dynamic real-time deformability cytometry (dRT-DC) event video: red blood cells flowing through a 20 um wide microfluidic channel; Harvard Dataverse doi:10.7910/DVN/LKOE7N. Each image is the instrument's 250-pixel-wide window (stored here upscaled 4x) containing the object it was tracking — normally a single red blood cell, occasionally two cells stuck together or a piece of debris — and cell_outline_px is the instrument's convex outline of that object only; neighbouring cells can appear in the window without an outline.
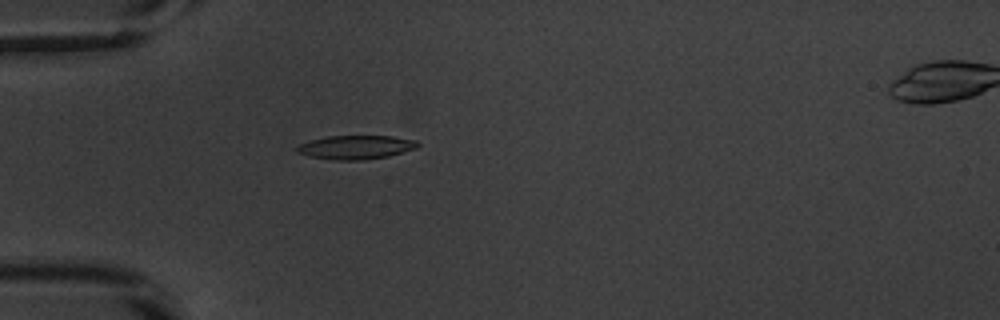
{"species": "common noctule bat (a hibernating species)", "species_latin": "Nyctalus noctula", "temperature_condition": "warm", "stored_images_in_passage": 54, "camera_frame_rate_fps": 3000, "um_per_image_px": 0.085, "animal": {"sex": "male", "body_mass_g": 20.1, "forearm_length_mm": 53.5}, "frame": {"image": 1, "passage_image": 17, "time_ms": 5.333, "image_size_px": [1000, 320], "cell_outline_px": [[420, 144], [416, 148], [388, 156], [360, 160], [336, 160], [308, 156], [296, 152], [296, 148], [300, 144], [312, 140], [328, 136], [392, 136], [416, 140]], "centroid_in_image_um": [30.25, 12.51], "position_along_channel_um": 54.8, "area_um2": 16.59}}
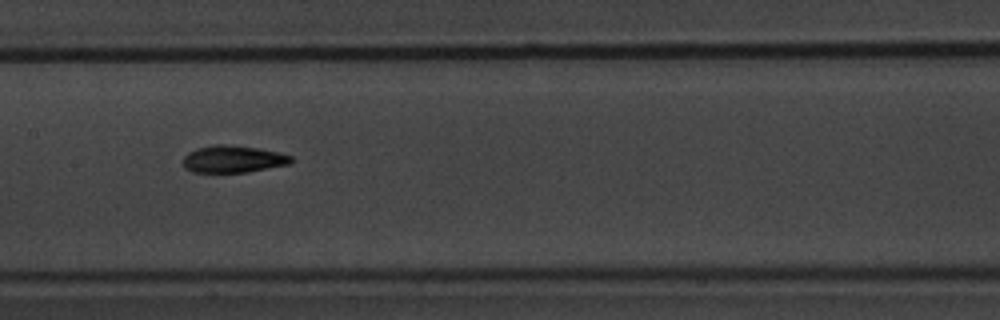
{"frame": {"image": 2, "passage_image": 28, "time_ms": 9.0, "image_size_px": [1000, 320], "cell_outline_px": [[292, 160], [288, 164], [248, 172], [192, 172], [184, 168], [184, 156], [188, 152], [196, 148], [216, 144], [224, 144], [260, 148], [292, 156]], "centroid_in_image_um": [19.78, 13.52], "position_along_channel_um": 187.6, "area_um2": 16.99}}
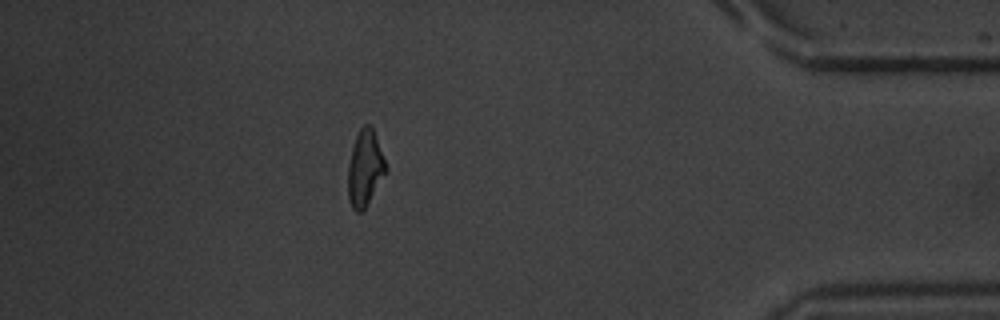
{"frame": {"image": 3, "passage_image": 48, "time_ms": 15.667, "image_size_px": [1000, 320], "cell_outline_px": [[388, 168], [364, 208], [360, 212], [356, 212], [352, 208], [348, 196], [348, 164], [352, 148], [356, 136], [360, 128], [364, 124], [372, 124]], "centroid_in_image_um": [31.02, 14.24], "position_along_channel_um": 404.2, "area_um2": 16.59}, "authors_computed_cell_mechanics": {"area_um2": 16.5019, "velocity_mm_per_s": 3.8531, "shape_relaxation_time_tau1_ms": 2.8467, "shape_relaxation_time_tau2_ms": 2.0492, "deformation_change_tau1": 0.1644, "deformation_change_tau2": 0.0916}}